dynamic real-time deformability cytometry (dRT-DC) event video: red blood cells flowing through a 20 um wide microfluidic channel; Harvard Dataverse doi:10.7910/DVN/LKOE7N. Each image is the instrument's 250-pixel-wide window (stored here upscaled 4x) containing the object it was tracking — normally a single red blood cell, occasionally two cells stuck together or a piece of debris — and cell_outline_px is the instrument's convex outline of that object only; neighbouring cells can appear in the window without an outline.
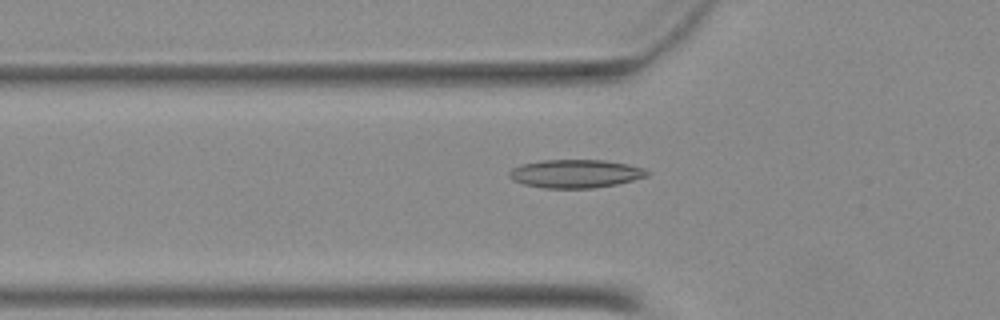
{"species": "Egyptian fruit bat (a non-hibernating species)", "species_latin": "Rousettus aegyptiacus", "temperature_condition": "warm", "stored_images_in_passage": 44, "camera_frame_rate_fps": 3000, "um_per_image_px": 0.085, "animal": {"sex": "female"}, "frame": {"image": 1, "passage_image": 11, "time_ms": 3.333, "image_size_px": [1000, 320], "cell_outline_px": [[652, 172], [648, 176], [616, 184], [592, 188], [544, 188], [524, 184], [512, 180], [508, 176], [508, 172], [512, 168], [520, 164], [540, 160], [604, 160], [628, 164], [644, 168]], "centroid_in_image_um": [48.9, 14.75], "position_along_channel_um": 76.9, "area_um2": 22.89}}
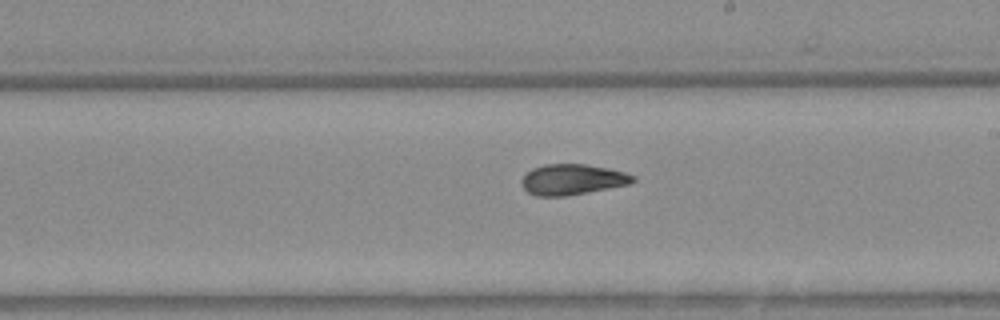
{"frame": {"image": 2, "passage_image": 23, "time_ms": 7.333, "image_size_px": [1000, 320], "cell_outline_px": [[636, 180], [628, 184], [608, 188], [564, 196], [536, 196], [528, 192], [520, 184], [520, 180], [532, 168], [544, 164], [588, 164], [608, 168], [624, 172], [636, 176]], "centroid_in_image_um": [48.63, 15.24], "position_along_channel_um": 240.4, "area_um2": 19.83}}
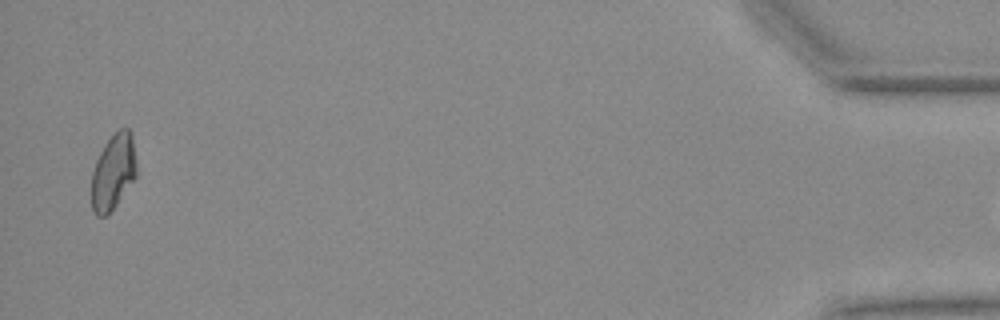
{"frame": {"image": 3, "passage_image": 43, "time_ms": 14.0, "image_size_px": [1000, 320], "cell_outline_px": [[136, 176], [116, 204], [104, 216], [96, 216], [92, 212], [92, 172], [96, 160], [104, 144], [120, 128], [128, 128], [132, 132], [136, 160]], "centroid_in_image_um": [9.63, 14.58], "position_along_channel_um": 425.6, "area_um2": 19.65}}